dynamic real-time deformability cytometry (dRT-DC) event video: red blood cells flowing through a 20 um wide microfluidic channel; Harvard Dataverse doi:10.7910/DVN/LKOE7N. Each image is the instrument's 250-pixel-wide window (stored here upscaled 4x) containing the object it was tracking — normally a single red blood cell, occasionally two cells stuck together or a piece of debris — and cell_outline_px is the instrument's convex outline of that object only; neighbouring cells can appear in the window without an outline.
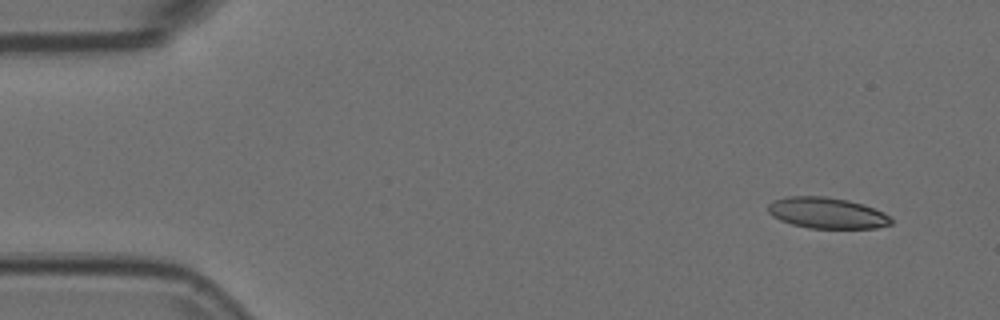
{"species": "Egyptian fruit bat (a non-hibernating species)", "species_latin": "Rousettus aegyptiacus", "temperature_condition": "room temperature", "stored_images_in_passage": 4, "camera_frame_rate_fps": 3000, "um_per_image_px": 0.085, "animal": {"sex": "female"}, "frame": {"image": 1, "passage_image": 1, "time_ms": 0.0, "image_size_px": [1000, 320], "cell_outline_px": [[892, 224], [876, 228], [808, 228], [792, 224], [780, 220], [772, 216], [768, 212], [768, 204], [772, 200], [788, 196], [824, 196], [848, 200], [864, 204], [884, 212], [892, 220]], "centroid_in_image_um": [70.28, 18.1], "position_along_channel_um": 14.7, "area_um2": 22.37}}
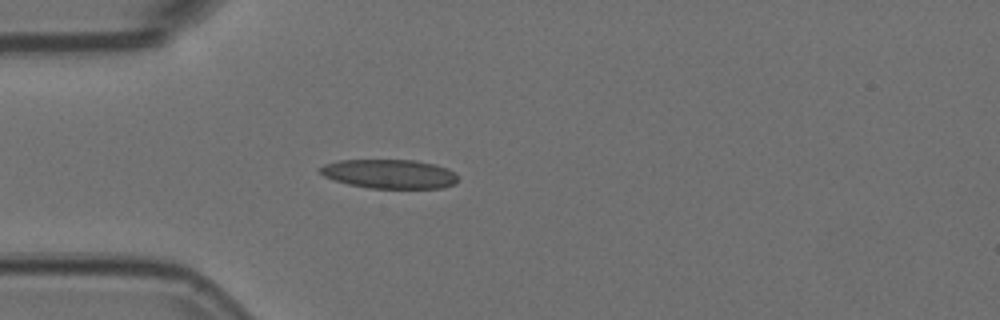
{"frame": {"image": 2, "passage_image": 4, "time_ms": 1.0, "image_size_px": [1000, 320], "cell_outline_px": [[456, 184], [444, 188], [368, 188], [348, 184], [324, 176], [316, 168], [324, 164], [340, 160], [416, 160], [436, 164], [448, 168], [456, 172]], "centroid_in_image_um": [33.12, 14.78], "position_along_channel_um": 51.9, "area_um2": 23.58}}